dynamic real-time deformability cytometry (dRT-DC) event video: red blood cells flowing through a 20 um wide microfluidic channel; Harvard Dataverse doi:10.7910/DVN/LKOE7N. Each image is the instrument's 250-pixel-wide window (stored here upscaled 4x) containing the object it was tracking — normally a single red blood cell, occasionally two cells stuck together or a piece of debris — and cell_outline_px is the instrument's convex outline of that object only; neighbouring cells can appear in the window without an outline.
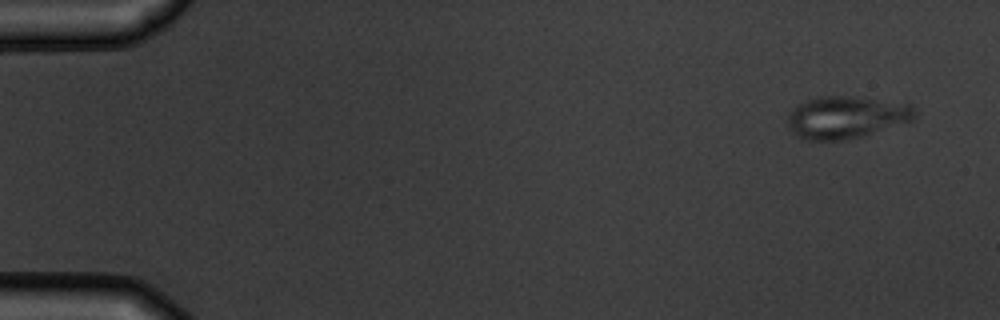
{"species": "common noctule bat (a hibernating species)", "species_latin": "Nyctalus noctula", "temperature_condition": "warm", "stored_images_in_passage": 7, "camera_frame_rate_fps": 3000, "um_per_image_px": 0.085, "animal": {"sex": "male", "body_mass_g": 19.5, "forearm_length_mm": 54.6}, "frame": {"image": 1, "passage_image": 1, "time_ms": 0.0, "image_size_px": [1000, 320], "cell_outline_px": [[916, 116], [912, 120], [860, 136], [844, 140], [804, 140], [796, 136], [788, 128], [788, 112], [792, 108], [808, 100], [820, 96], [856, 96], [912, 104], [916, 112]], "centroid_in_image_um": [71.9, 9.95], "position_along_channel_um": 13.1, "area_um2": 31.27}}